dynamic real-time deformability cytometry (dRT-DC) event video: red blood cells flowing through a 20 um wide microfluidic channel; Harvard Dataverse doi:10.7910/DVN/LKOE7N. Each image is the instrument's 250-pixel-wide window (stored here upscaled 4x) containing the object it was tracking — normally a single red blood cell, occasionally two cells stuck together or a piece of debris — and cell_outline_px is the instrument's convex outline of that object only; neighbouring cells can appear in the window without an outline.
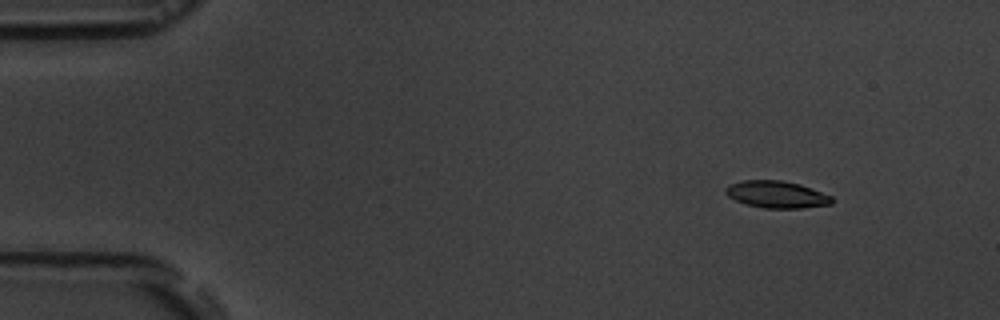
{"species": "common noctule bat (a hibernating species)", "species_latin": "Nyctalus noctula", "temperature_condition": "room temperature", "stored_images_in_passage": 6, "camera_frame_rate_fps": 3000, "um_per_image_px": 0.085, "animal": {"sex": "male", "body_mass_g": 19.5, "forearm_length_mm": 54.6}, "frame": {"image": 1, "passage_image": 1, "time_ms": 0.0, "image_size_px": [1000, 320], "cell_outline_px": [[832, 204], [800, 208], [764, 208], [744, 204], [728, 196], [724, 192], [724, 188], [728, 184], [744, 180], [784, 180], [800, 184], [832, 196]], "centroid_in_image_um": [65.97, 16.52], "position_along_channel_um": 19.0, "area_um2": 16.82}}
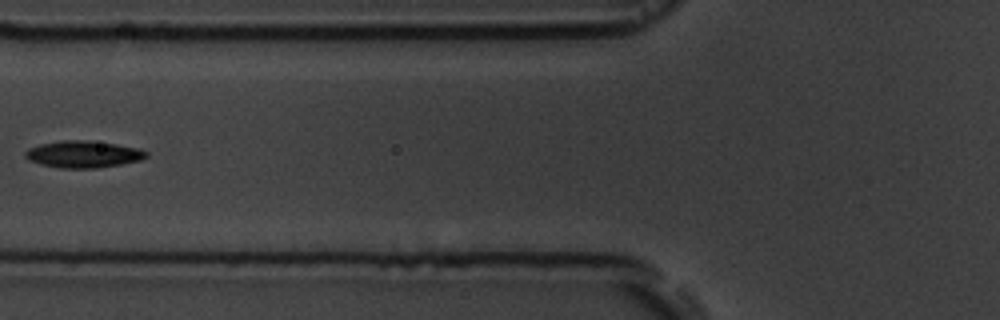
{"frame": {"image": 2, "passage_image": 5, "time_ms": 5.333, "image_size_px": [1000, 320], "cell_outline_px": [[148, 156], [140, 160], [120, 164], [96, 168], [60, 168], [40, 164], [28, 160], [24, 156], [24, 152], [28, 148], [40, 144], [64, 140], [92, 140], [140, 148], [148, 152]], "centroid_in_image_um": [7.07, 13.1], "position_along_channel_um": 118.7, "area_um2": 19.07}}
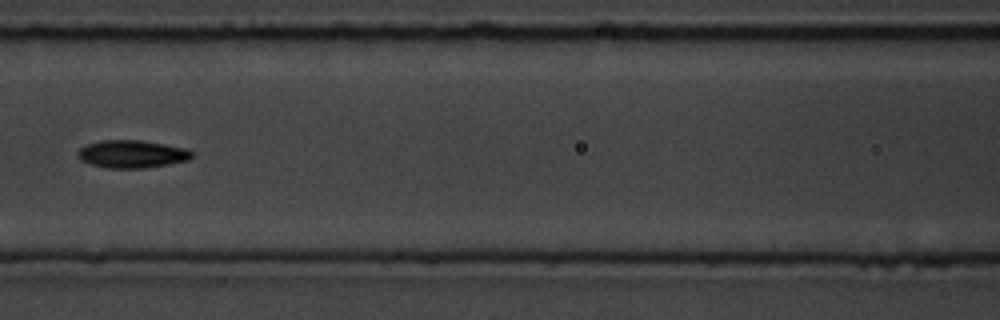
{"frame": {"image": 3, "passage_image": 6, "time_ms": 6.333, "image_size_px": [1000, 320], "cell_outline_px": [[196, 156], [188, 160], [168, 164], [144, 168], [108, 168], [92, 164], [80, 160], [76, 156], [76, 152], [80, 148], [88, 144], [100, 140], [140, 140], [188, 148], [196, 152]], "centroid_in_image_um": [11.26, 13.09], "position_along_channel_um": 155.3, "area_um2": 18.67}}